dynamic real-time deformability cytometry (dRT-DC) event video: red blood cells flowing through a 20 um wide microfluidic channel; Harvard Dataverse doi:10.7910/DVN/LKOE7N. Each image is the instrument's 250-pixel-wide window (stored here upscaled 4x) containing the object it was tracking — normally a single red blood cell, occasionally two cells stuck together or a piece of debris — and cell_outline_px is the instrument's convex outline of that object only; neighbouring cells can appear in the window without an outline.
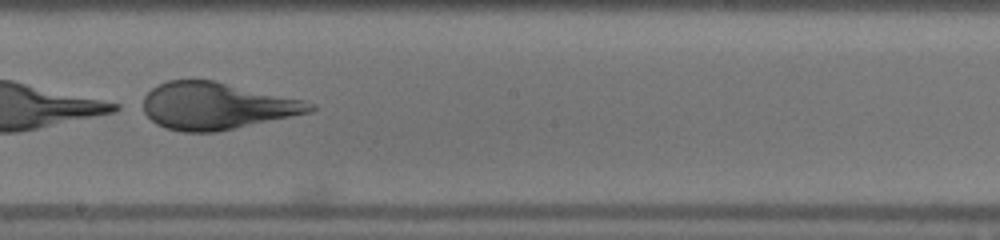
{"species": "human", "species_latin": "Homo sapiens", "temperature_condition": "warm", "stored_images_in_passage": 18, "camera_frame_rate_fps": 3000, "um_per_image_px": 0.085, "donor": {"sex": "male"}, "frame": {"image": 1, "passage_image": 16, "time_ms": 5.0, "image_size_px": [1000, 240], "cell_outline_px": [[316, 108], [312, 112], [216, 132], [184, 132], [164, 128], [156, 124], [144, 112], [144, 96], [156, 84], [168, 80], [212, 80], [300, 100], [316, 104]], "centroid_in_image_um": [18.36, 9.01], "position_along_channel_um": 229.8, "area_um2": 45.26}}